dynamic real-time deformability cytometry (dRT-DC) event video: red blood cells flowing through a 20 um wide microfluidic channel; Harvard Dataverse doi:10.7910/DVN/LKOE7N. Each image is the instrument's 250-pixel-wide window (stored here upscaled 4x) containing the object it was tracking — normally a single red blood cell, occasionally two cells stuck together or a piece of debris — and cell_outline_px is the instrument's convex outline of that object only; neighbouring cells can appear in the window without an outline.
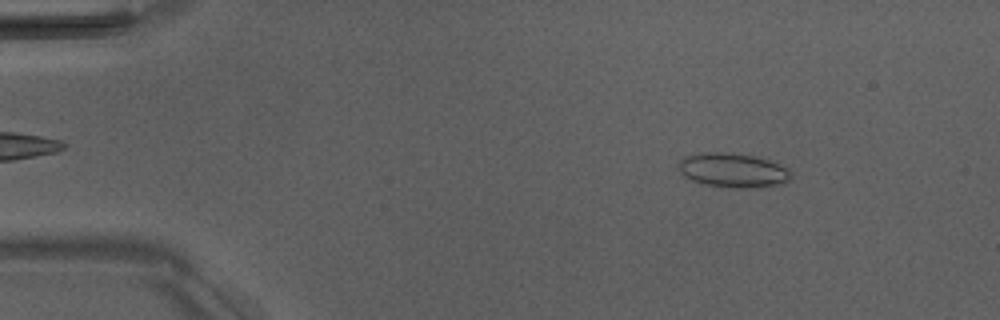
{"species": "Egyptian fruit bat (a non-hibernating species)", "species_latin": "Rousettus aegyptiacus", "temperature_condition": "room temperature", "stored_images_in_passage": 4, "camera_frame_rate_fps": 3000, "um_per_image_px": 0.085, "animal": {"sex": "male"}, "frame": {"image": 1, "passage_image": 1, "time_ms": 0.0, "image_size_px": [1000, 320], "cell_outline_px": [[788, 180], [780, 184], [740, 188], [700, 184], [684, 176], [680, 172], [680, 160], [684, 156], [700, 152], [724, 152], [752, 156], [768, 160], [788, 168]], "centroid_in_image_um": [62.22, 14.46], "position_along_channel_um": 22.8, "area_um2": 22.02}}